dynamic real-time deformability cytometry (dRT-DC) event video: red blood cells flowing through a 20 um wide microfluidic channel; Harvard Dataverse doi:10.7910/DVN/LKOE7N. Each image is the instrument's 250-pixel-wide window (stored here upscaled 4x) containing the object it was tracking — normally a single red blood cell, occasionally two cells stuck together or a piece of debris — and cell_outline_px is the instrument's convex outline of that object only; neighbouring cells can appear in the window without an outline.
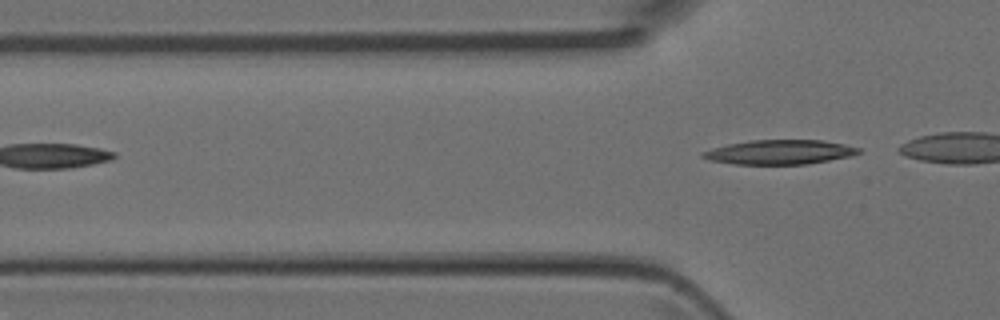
{"species": "Egyptian fruit bat (a non-hibernating species)", "species_latin": "Rousettus aegyptiacus", "temperature_condition": "room temperature", "stored_images_in_passage": 4, "camera_frame_rate_fps": 3000, "um_per_image_px": 0.085, "animal": {"sex": "female"}, "frame": {"image": 1, "passage_image": 4, "time_ms": 1.0, "image_size_px": [1000, 320], "cell_outline_px": [[860, 152], [848, 156], [808, 164], [732, 164], [708, 160], [700, 156], [700, 152], [712, 148], [728, 144], [752, 140], [824, 140], [844, 144], [860, 148]], "centroid_in_image_um": [66.21, 12.93], "position_along_channel_um": 59.6, "area_um2": 22.14}}